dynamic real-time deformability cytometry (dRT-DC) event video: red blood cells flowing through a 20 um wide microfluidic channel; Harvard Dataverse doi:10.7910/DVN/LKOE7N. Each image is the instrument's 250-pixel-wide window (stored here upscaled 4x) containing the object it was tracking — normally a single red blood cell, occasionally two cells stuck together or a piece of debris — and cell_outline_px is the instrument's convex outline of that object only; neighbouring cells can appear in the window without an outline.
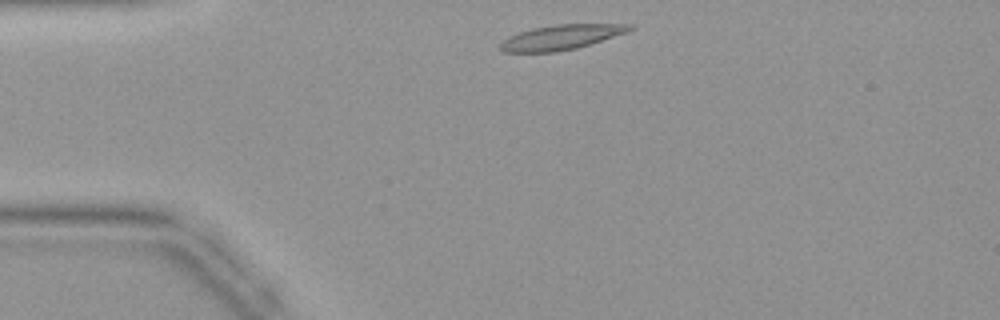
{"species": "common noctule bat (a hibernating species)", "species_latin": "Nyctalus noctula", "temperature_condition": "warm", "stored_images_in_passage": 35, "camera_frame_rate_fps": 3000, "um_per_image_px": 0.085, "animal": {"sex": "female", "body_mass_g": 19.9}, "frame": {"image": 1, "passage_image": 1, "time_ms": 0.0, "image_size_px": [1000, 320], "cell_outline_px": [[636, 28], [628, 32], [576, 48], [556, 52], [504, 52], [500, 48], [500, 44], [504, 40], [520, 32], [532, 28], [556, 24], [632, 24]], "centroid_in_image_um": [47.75, 3.16], "position_along_channel_um": 37.3, "area_um2": 18.55}}
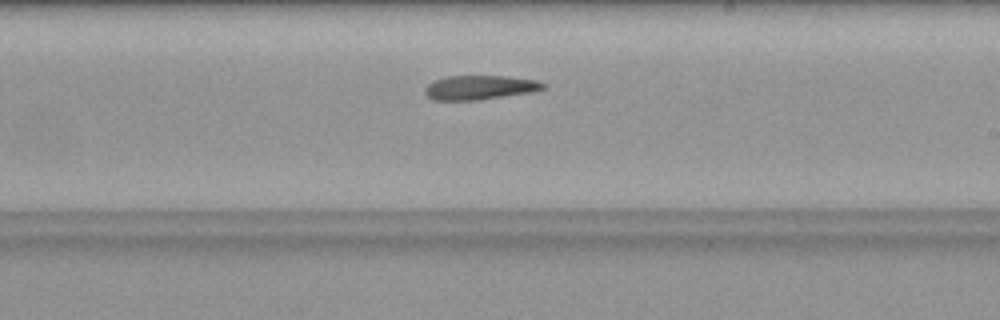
{"frame": {"image": 2, "passage_image": 17, "time_ms": 5.333, "image_size_px": [1000, 320], "cell_outline_px": [[548, 88], [532, 92], [480, 100], [432, 100], [424, 92], [424, 88], [432, 80], [444, 76], [508, 76], [536, 80], [548, 84]], "centroid_in_image_um": [40.8, 7.43], "position_along_channel_um": 248.2, "area_um2": 17.05}}
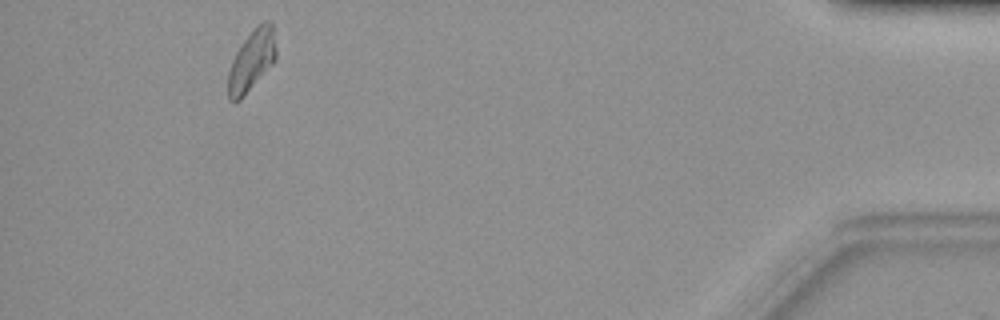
{"frame": {"image": 3, "passage_image": 32, "time_ms": 10.333, "image_size_px": [1000, 320], "cell_outline_px": [[276, 56], [272, 64], [244, 96], [240, 100], [228, 100], [228, 72], [232, 60], [236, 52], [244, 40], [256, 24], [264, 20], [272, 20], [276, 48]], "centroid_in_image_um": [21.4, 5.09], "position_along_channel_um": 413.8, "area_um2": 17.05}}